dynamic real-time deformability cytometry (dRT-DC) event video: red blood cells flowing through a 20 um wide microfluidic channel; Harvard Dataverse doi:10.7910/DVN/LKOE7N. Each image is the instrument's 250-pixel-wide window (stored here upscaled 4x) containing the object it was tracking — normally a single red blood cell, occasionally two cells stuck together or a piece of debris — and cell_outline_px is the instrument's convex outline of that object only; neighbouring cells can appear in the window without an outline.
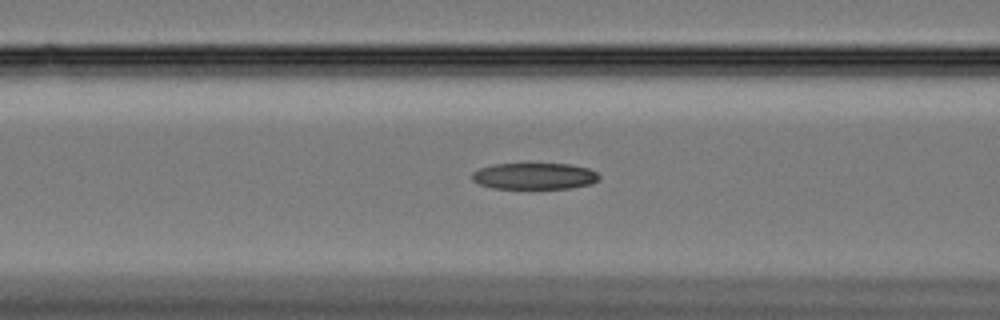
{"species": "Egyptian fruit bat (a non-hibernating species)", "species_latin": "Rousettus aegyptiacus", "temperature_condition": "cold", "stored_images_in_passage": 50, "camera_frame_rate_fps": 3000, "um_per_image_px": 0.085, "animal": {"sex": "female"}, "frame": {"image": 1, "passage_image": 25, "time_ms": 8.0, "image_size_px": [1000, 320], "cell_outline_px": [[600, 180], [592, 184], [572, 188], [492, 188], [480, 184], [472, 180], [472, 172], [480, 168], [492, 164], [572, 164], [588, 168], [596, 172], [600, 176]], "centroid_in_image_um": [45.46, 14.97], "position_along_channel_um": 121.1, "area_um2": 19.65}}
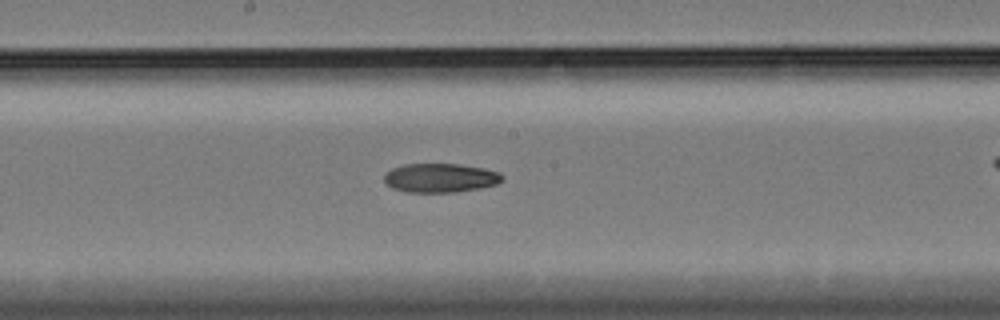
{"frame": {"image": 2, "passage_image": 33, "time_ms": 10.667, "image_size_px": [1000, 320], "cell_outline_px": [[504, 180], [496, 184], [480, 188], [456, 192], [408, 192], [392, 188], [384, 180], [384, 176], [392, 168], [404, 164], [460, 164], [484, 168], [500, 172], [504, 176]], "centroid_in_image_um": [37.47, 15.12], "position_along_channel_um": 210.7, "area_um2": 20.0}}
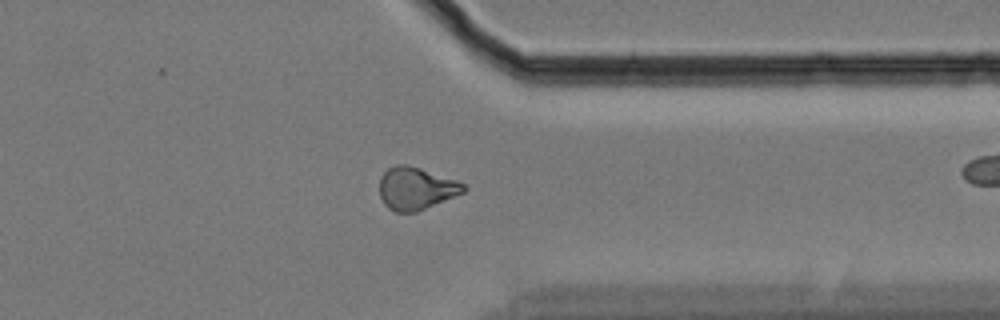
{"frame": {"image": 3, "passage_image": 48, "time_ms": 15.667, "image_size_px": [1000, 320], "cell_outline_px": [[468, 188], [464, 192], [416, 212], [396, 212], [388, 208], [384, 204], [380, 196], [380, 176], [388, 168], [396, 164], [408, 164], [456, 180], [464, 184]], "centroid_in_image_um": [35.34, 16.01], "position_along_channel_um": 376.1, "area_um2": 20.75}}